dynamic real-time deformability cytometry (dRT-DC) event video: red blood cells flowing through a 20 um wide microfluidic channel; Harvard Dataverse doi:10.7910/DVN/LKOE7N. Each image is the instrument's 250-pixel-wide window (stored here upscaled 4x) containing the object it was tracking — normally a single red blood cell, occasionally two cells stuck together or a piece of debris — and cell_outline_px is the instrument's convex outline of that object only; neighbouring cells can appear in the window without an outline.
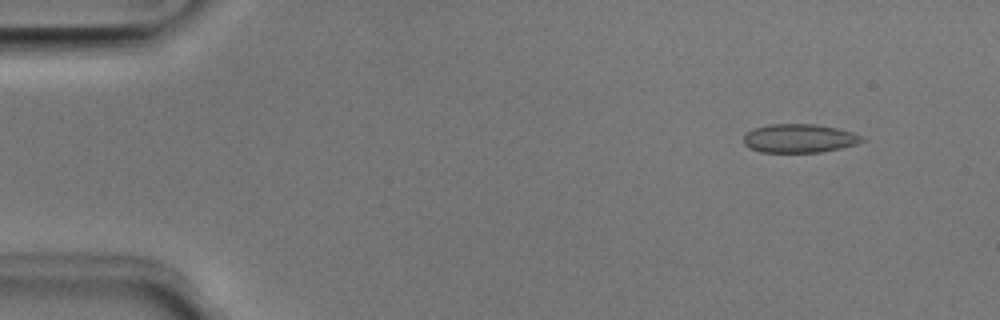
{"species": "Egyptian fruit bat (a non-hibernating species)", "species_latin": "Rousettus aegyptiacus", "temperature_condition": "room temperature", "stored_images_in_passage": 5, "camera_frame_rate_fps": 3000, "um_per_image_px": 0.085, "animal": {"sex": "male"}, "frame": {"image": 1, "passage_image": 2, "time_ms": 0.333, "image_size_px": [1000, 320], "cell_outline_px": [[868, 140], [856, 144], [840, 148], [820, 152], [760, 152], [748, 148], [744, 144], [744, 136], [748, 132], [756, 128], [768, 124], [816, 124], [836, 128], [852, 132], [864, 136]], "centroid_in_image_um": [67.97, 11.76], "position_along_channel_um": 17.0, "area_um2": 19.83}}
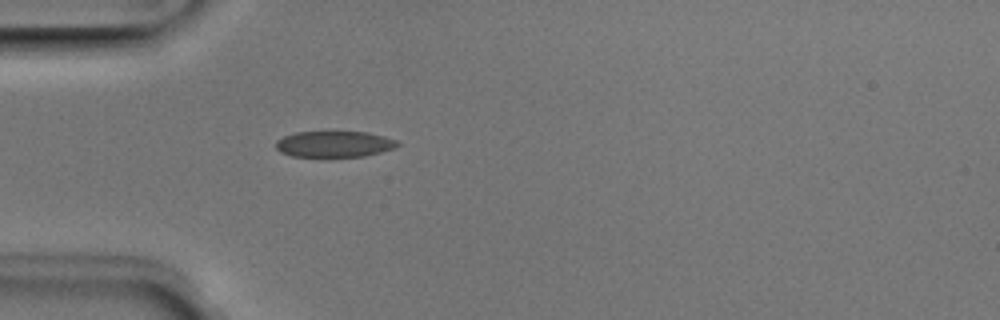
{"frame": {"image": 2, "passage_image": 5, "time_ms": 1.333, "image_size_px": [1000, 320], "cell_outline_px": [[400, 144], [392, 148], [380, 152], [364, 156], [292, 156], [280, 152], [276, 148], [276, 140], [284, 136], [296, 132], [368, 132], [400, 140]], "centroid_in_image_um": [28.42, 12.24], "position_along_channel_um": 56.6, "area_um2": 18.38}}